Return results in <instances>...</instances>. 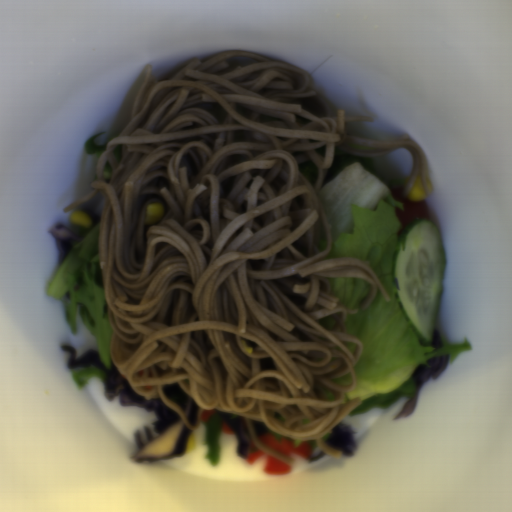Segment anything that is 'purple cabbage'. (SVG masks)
I'll list each match as a JSON object with an SVG mask.
<instances>
[{"mask_svg":"<svg viewBox=\"0 0 512 512\" xmlns=\"http://www.w3.org/2000/svg\"><path fill=\"white\" fill-rule=\"evenodd\" d=\"M321 456H323V450L317 455V457L310 455V457L308 459H306V463H311V462L317 460L318 458H320Z\"/></svg>","mask_w":512,"mask_h":512,"instance_id":"10","label":"purple cabbage"},{"mask_svg":"<svg viewBox=\"0 0 512 512\" xmlns=\"http://www.w3.org/2000/svg\"><path fill=\"white\" fill-rule=\"evenodd\" d=\"M326 444L336 447L348 456L352 455L356 447L353 428L343 421L333 425Z\"/></svg>","mask_w":512,"mask_h":512,"instance_id":"3","label":"purple cabbage"},{"mask_svg":"<svg viewBox=\"0 0 512 512\" xmlns=\"http://www.w3.org/2000/svg\"><path fill=\"white\" fill-rule=\"evenodd\" d=\"M199 419V409L197 405L191 400L188 421L192 426H196Z\"/></svg>","mask_w":512,"mask_h":512,"instance_id":"8","label":"purple cabbage"},{"mask_svg":"<svg viewBox=\"0 0 512 512\" xmlns=\"http://www.w3.org/2000/svg\"><path fill=\"white\" fill-rule=\"evenodd\" d=\"M228 424L235 432L236 452L241 456H247L248 453L253 452L254 443L250 438L243 417L239 414L238 416L230 419Z\"/></svg>","mask_w":512,"mask_h":512,"instance_id":"4","label":"purple cabbage"},{"mask_svg":"<svg viewBox=\"0 0 512 512\" xmlns=\"http://www.w3.org/2000/svg\"><path fill=\"white\" fill-rule=\"evenodd\" d=\"M451 355H441L432 360L427 361L426 364H421L415 368L412 373L411 379L415 385V392L409 399L405 407L400 413L394 417L408 416L417 404L419 393L423 382H427L431 377L437 378L447 367Z\"/></svg>","mask_w":512,"mask_h":512,"instance_id":"2","label":"purple cabbage"},{"mask_svg":"<svg viewBox=\"0 0 512 512\" xmlns=\"http://www.w3.org/2000/svg\"><path fill=\"white\" fill-rule=\"evenodd\" d=\"M250 424L256 434V436L260 439L264 434L272 435L270 430L264 424L263 421H253L250 419Z\"/></svg>","mask_w":512,"mask_h":512,"instance_id":"7","label":"purple cabbage"},{"mask_svg":"<svg viewBox=\"0 0 512 512\" xmlns=\"http://www.w3.org/2000/svg\"><path fill=\"white\" fill-rule=\"evenodd\" d=\"M64 352H69L68 368L95 367L102 372L104 394L111 402L119 396L120 404H136L152 410L154 415L153 428L159 434L153 436L146 427V441L141 440L140 428L132 432L136 450L131 457L136 463H155L167 458L176 457L186 452V444L192 434L176 411L167 407L163 398H146L132 390L125 375L120 372L114 362L107 367L100 359L96 349H89L78 357L73 347L61 345Z\"/></svg>","mask_w":512,"mask_h":512,"instance_id":"1","label":"purple cabbage"},{"mask_svg":"<svg viewBox=\"0 0 512 512\" xmlns=\"http://www.w3.org/2000/svg\"><path fill=\"white\" fill-rule=\"evenodd\" d=\"M50 233L60 245L62 260L64 261L69 251L78 242V233L70 232L64 225H51Z\"/></svg>","mask_w":512,"mask_h":512,"instance_id":"5","label":"purple cabbage"},{"mask_svg":"<svg viewBox=\"0 0 512 512\" xmlns=\"http://www.w3.org/2000/svg\"><path fill=\"white\" fill-rule=\"evenodd\" d=\"M162 389L164 395L179 405L185 413L189 396L182 388V386L178 382L172 384H162Z\"/></svg>","mask_w":512,"mask_h":512,"instance_id":"6","label":"purple cabbage"},{"mask_svg":"<svg viewBox=\"0 0 512 512\" xmlns=\"http://www.w3.org/2000/svg\"><path fill=\"white\" fill-rule=\"evenodd\" d=\"M431 344L435 350L440 349L444 344L440 331L436 330L435 328L432 332Z\"/></svg>","mask_w":512,"mask_h":512,"instance_id":"9","label":"purple cabbage"}]
</instances>
